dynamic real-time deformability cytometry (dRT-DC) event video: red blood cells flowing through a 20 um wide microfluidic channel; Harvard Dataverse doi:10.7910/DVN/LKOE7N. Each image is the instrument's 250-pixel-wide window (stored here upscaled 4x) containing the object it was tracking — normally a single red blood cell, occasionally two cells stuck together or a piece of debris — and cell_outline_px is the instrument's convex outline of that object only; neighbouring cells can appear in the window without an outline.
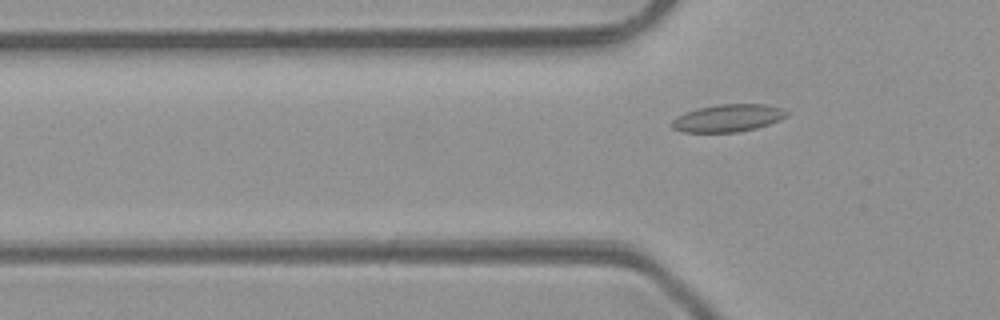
{"species": "common noctule bat (a hibernating species)", "species_latin": "Nyctalus noctula", "temperature_condition": "room temperature", "stored_images_in_passage": 4, "camera_frame_rate_fps": 3000, "um_per_image_px": 0.085, "animal": {"sex": "male", "body_mass_g": 23.1, "forearm_length_mm": 52.7}, "frame": {"image": 1, "passage_image": 4, "time_ms": 3.667, "image_size_px": [1000, 320], "cell_outline_px": [[788, 116], [780, 120], [756, 128], [736, 132], [684, 132], [672, 128], [672, 120], [676, 116], [684, 112], [696, 108], [716, 104], [768, 104], [784, 108], [788, 112]], "centroid_in_image_um": [61.89, 10.02], "position_along_channel_um": 63.9, "area_um2": 18.61}}